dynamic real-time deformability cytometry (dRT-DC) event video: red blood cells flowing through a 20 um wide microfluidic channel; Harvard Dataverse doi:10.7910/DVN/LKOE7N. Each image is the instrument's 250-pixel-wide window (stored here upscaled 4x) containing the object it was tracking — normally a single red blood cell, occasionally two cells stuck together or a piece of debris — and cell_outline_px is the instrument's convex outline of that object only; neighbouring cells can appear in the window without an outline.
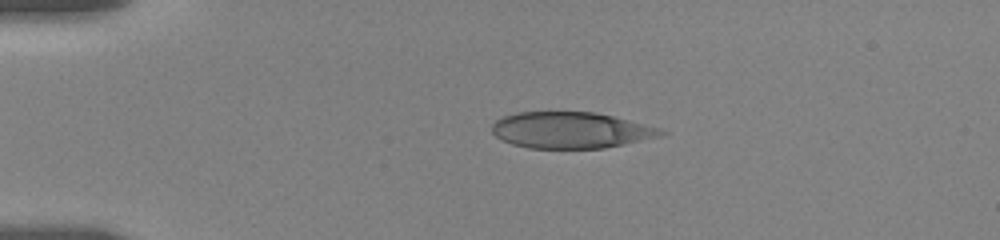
{"species": "human", "species_latin": "Homo sapiens", "temperature_condition": "room temperature", "stored_images_in_passage": 71, "camera_frame_rate_fps": 3000, "um_per_image_px": 0.085, "donor": {"sex": "female"}, "frame": {"image": 1, "passage_image": 1, "time_ms": 0.0, "image_size_px": [1000, 240], "cell_outline_px": [[668, 132], [660, 136], [604, 148], [528, 148], [512, 144], [496, 136], [492, 132], [492, 124], [496, 120], [504, 116], [516, 112], [596, 112], [660, 128]], "centroid_in_image_um": [48.5, 11.06], "position_along_channel_um": 36.5, "area_um2": 35.43}}
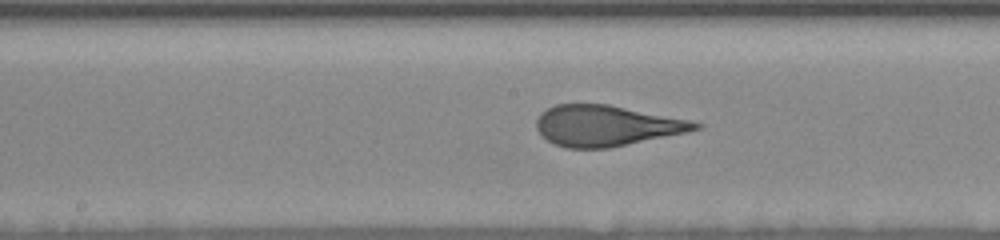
{"frame": {"image": 2, "passage_image": 24, "time_ms": 5.667, "image_size_px": [1000, 240], "cell_outline_px": [[704, 124], [700, 128], [688, 132], [608, 148], [564, 148], [552, 144], [540, 136], [536, 128], [536, 120], [540, 112], [556, 104], [608, 104], [688, 120]], "centroid_in_image_um": [51.47, 10.69], "position_along_channel_um": 196.7, "area_um2": 37.74}}
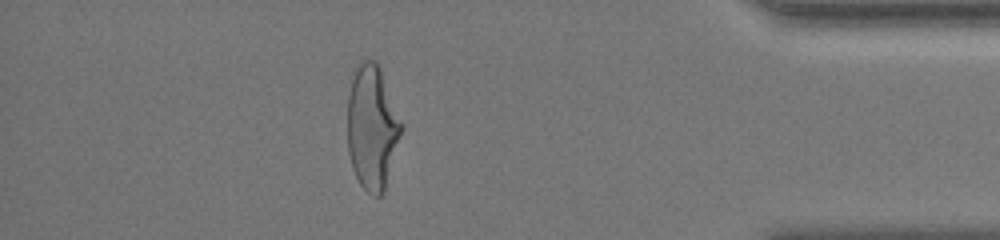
{"frame": {"image": 3, "passage_image": 57, "time_ms": 12.333, "image_size_px": [1000, 240], "cell_outline_px": [[404, 128], [384, 192], [380, 196], [372, 196], [360, 184], [352, 168], [348, 152], [348, 96], [352, 68], [360, 60], [376, 60], [380, 68], [404, 124]], "centroid_in_image_um": [31.64, 10.79], "position_along_channel_um": 403.6, "area_um2": 39.82}, "authors_computed_cell_mechanics": {"area_um2": 38.437, "velocity_mm_per_s": 3.6067, "shape_relaxation_time_tau1_ms": 5.6849, "shape_relaxation_time_tau2_ms": null, "deformation_change_tau1": 0.2153, "deformation_change_tau2": null}}